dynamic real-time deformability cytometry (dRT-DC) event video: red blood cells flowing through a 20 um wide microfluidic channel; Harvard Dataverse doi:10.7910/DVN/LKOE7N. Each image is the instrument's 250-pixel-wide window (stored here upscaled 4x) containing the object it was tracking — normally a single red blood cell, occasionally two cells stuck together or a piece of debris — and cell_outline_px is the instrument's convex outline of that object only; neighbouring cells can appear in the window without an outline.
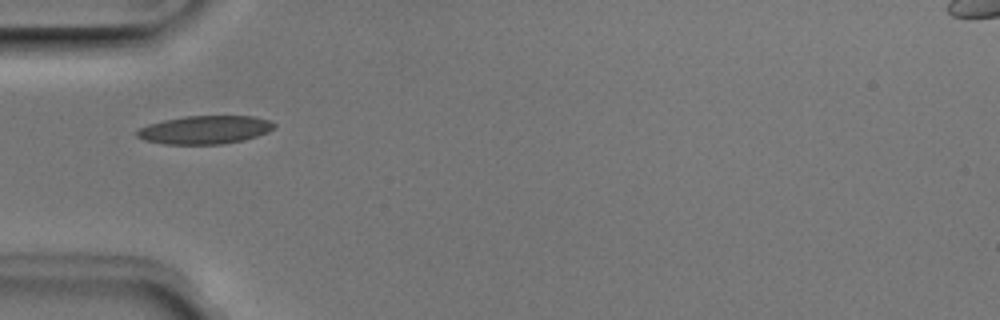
{"species": "Egyptian fruit bat (a non-hibernating species)", "species_latin": "Rousettus aegyptiacus", "temperature_condition": "room temperature", "stored_images_in_passage": 1, "camera_frame_rate_fps": 3000, "um_per_image_px": 0.085, "animal": {"sex": "male"}, "frame": {"image": 1, "passage_image": 1, "time_ms": 0.0, "image_size_px": [1000, 320], "cell_outline_px": [[276, 124], [268, 132], [244, 140], [220, 144], [164, 144], [144, 140], [136, 136], [136, 132], [140, 128], [148, 124], [164, 120], [184, 116], [252, 116], [268, 120]], "centroid_in_image_um": [17.39, 11.03], "position_along_channel_um": 67.6, "area_um2": 22.48}}